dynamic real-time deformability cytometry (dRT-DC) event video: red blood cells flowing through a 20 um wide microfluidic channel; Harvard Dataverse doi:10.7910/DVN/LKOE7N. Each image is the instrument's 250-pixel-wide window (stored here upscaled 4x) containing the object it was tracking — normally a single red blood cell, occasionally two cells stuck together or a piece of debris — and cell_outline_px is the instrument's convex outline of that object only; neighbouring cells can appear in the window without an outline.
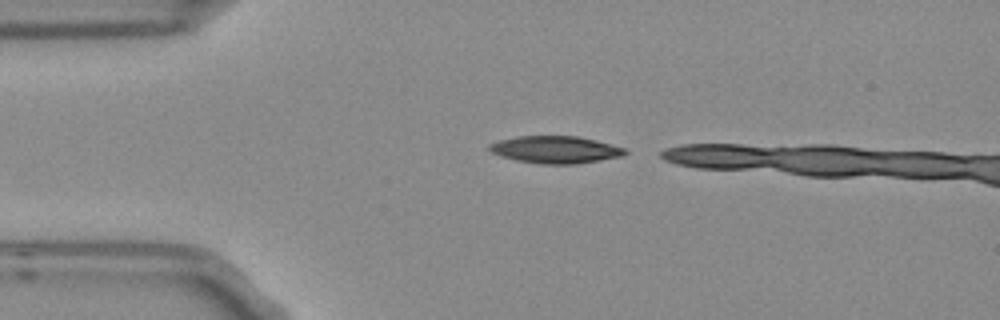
{"species": "Egyptian fruit bat (a non-hibernating species)", "species_latin": "Rousettus aegyptiacus", "temperature_condition": "room temperature", "stored_images_in_passage": 3, "camera_frame_rate_fps": 3000, "um_per_image_px": 0.085, "frame": {"image": 1, "passage_image": 1, "time_ms": 0.0, "image_size_px": [1000, 320], "cell_outline_px": [[628, 152], [624, 156], [576, 164], [540, 164], [516, 160], [500, 156], [492, 152], [488, 148], [488, 144], [500, 140], [516, 136], [576, 136], [596, 140], [624, 148]], "centroid_in_image_um": [47.2, 12.72], "position_along_channel_um": 37.8, "area_um2": 21.56}}